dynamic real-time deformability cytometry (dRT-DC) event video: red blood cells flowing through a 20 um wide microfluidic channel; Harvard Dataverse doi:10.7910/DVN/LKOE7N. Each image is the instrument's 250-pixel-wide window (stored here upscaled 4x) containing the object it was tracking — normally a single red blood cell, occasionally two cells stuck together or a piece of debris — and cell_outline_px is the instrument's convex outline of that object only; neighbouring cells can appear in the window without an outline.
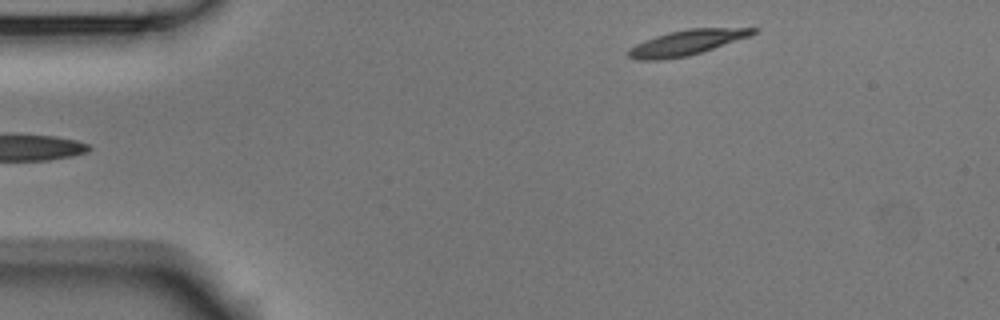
{"species": "Egyptian fruit bat (a non-hibernating species)", "species_latin": "Rousettus aegyptiacus", "temperature_condition": "room temperature", "stored_images_in_passage": 5, "segment_of_instrument_passage": [2, 2], "camera_frame_rate_fps": 3000, "um_per_image_px": 0.085, "animal": {"sex": "male"}, "frame": {"image": 1, "passage_image": 5, "time_ms": 1.333, "image_size_px": [1000, 320], "cell_outline_px": [[760, 28], [756, 32], [748, 36], [688, 56], [664, 60], [636, 60], [628, 56], [628, 48], [644, 40], [668, 32], [688, 28]], "centroid_in_image_um": [58.28, 3.62], "position_along_channel_um": 26.7, "area_um2": 18.09}}